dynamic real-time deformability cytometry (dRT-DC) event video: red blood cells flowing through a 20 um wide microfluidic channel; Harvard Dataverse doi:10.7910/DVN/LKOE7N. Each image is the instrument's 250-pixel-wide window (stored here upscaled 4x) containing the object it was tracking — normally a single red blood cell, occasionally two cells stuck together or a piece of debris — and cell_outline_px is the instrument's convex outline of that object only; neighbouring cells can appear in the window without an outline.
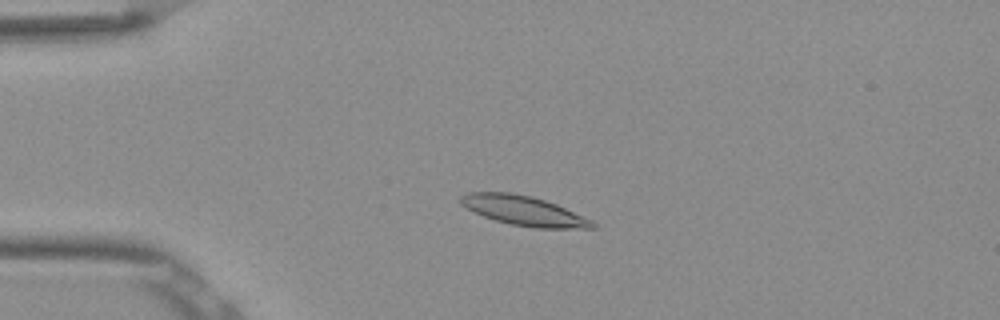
{"species": "Egyptian fruit bat (a non-hibernating species)", "species_latin": "Rousettus aegyptiacus", "temperature_condition": "room temperature", "stored_images_in_passage": 53, "camera_frame_rate_fps": 3000, "um_per_image_px": 0.085, "frame": {"image": 1, "passage_image": 13, "time_ms": 4.0, "image_size_px": [1000, 320], "cell_outline_px": [[596, 228], [536, 228], [512, 224], [496, 220], [484, 216], [460, 204], [460, 196], [468, 192], [512, 192], [532, 196], [556, 204], [592, 220], [596, 224]], "centroid_in_image_um": [44.53, 17.9], "position_along_channel_um": 40.5, "area_um2": 22.48}}
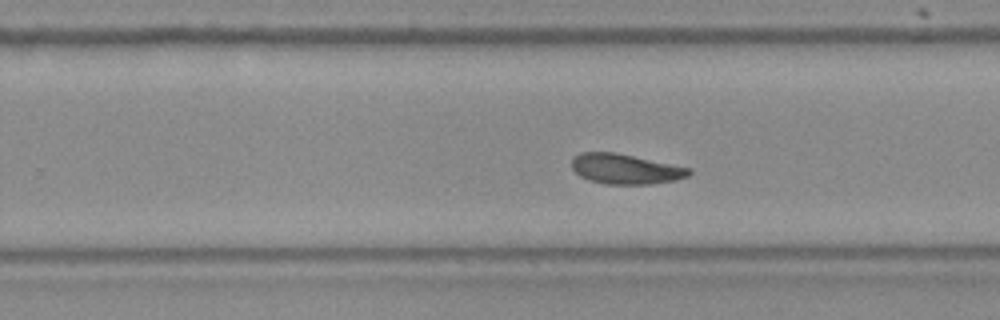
{"frame": {"image": 2, "passage_image": 34, "time_ms": 11.0, "image_size_px": [1000, 320], "cell_outline_px": [[692, 172], [688, 176], [676, 180], [652, 184], [604, 184], [588, 180], [580, 176], [572, 168], [572, 156], [580, 152], [616, 152], [692, 168]], "centroid_in_image_um": [53.16, 14.36], "position_along_channel_um": 276.6, "area_um2": 20.81}}
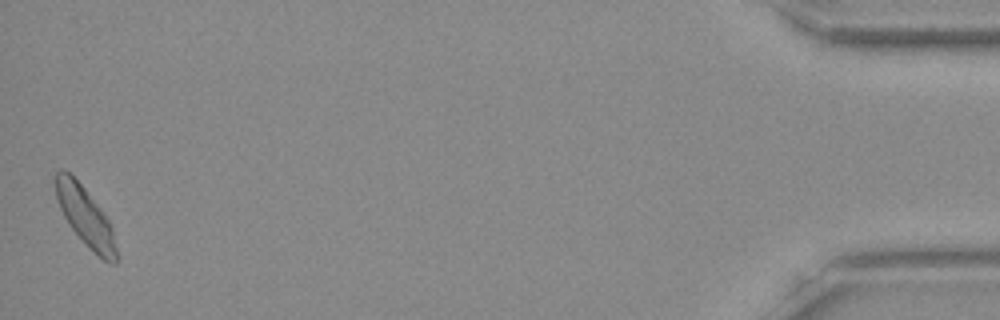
{"frame": {"image": 3, "passage_image": 53, "time_ms": 17.333, "image_size_px": [1000, 320], "cell_outline_px": [[116, 264], [108, 264], [88, 248], [72, 228], [64, 216], [56, 200], [52, 180], [52, 176], [60, 168], [64, 168], [84, 188], [100, 208], [108, 220], [112, 228], [116, 248]], "centroid_in_image_um": [7.2, 18.37], "position_along_channel_um": 428.0, "area_um2": 20.98}, "authors_computed_cell_mechanics": {"area_um2": 21.097, "velocity_mm_per_s": 3.8072, "shape_relaxation_time_tau1_ms": null, "shape_relaxation_time_tau2_ms": 6.4011, "deformation_change_tau1": null, "deformation_change_tau2": 0.1168}}